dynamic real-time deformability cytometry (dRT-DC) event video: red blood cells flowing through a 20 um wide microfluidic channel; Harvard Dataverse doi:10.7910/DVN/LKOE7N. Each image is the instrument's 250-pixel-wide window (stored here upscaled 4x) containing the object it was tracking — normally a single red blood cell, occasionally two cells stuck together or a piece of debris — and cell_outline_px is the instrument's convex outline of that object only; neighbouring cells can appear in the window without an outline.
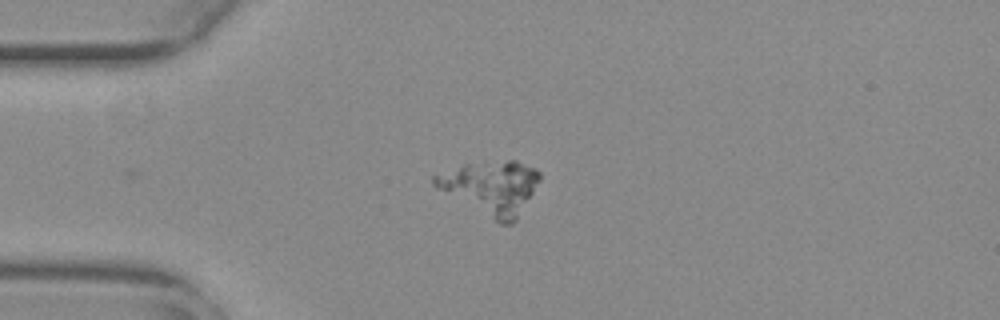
{"species": "common noctule bat (a hibernating species)", "species_latin": "Nyctalus noctula", "temperature_condition": "warm", "stored_images_in_passage": 30, "camera_frame_rate_fps": 3000, "um_per_image_px": 0.085, "animal": {"sex": "female", "body_mass_g": 29.2, "forearm_length_mm": 56.3}, "frame": {"image": 1, "passage_image": 1, "time_ms": 0.0, "image_size_px": [1000, 320], "cell_outline_px": [[540, 180], [516, 220], [512, 224], [500, 224], [436, 188], [432, 184], [432, 176], [464, 164], [508, 160], [516, 160], [536, 168], [540, 172]], "centroid_in_image_um": [41.74, 15.93], "position_along_channel_um": 43.3, "area_um2": 32.48}}